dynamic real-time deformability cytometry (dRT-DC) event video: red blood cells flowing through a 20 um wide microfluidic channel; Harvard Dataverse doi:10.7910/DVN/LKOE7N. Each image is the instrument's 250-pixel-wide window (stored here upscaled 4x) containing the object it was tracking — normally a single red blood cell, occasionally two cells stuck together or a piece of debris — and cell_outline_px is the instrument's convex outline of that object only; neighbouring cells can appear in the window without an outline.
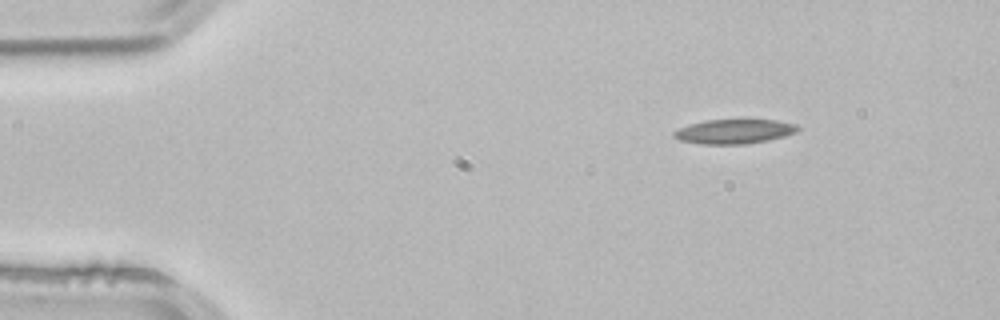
{"species": "common noctule bat (a hibernating species)", "species_latin": "Nyctalus noctula", "temperature_condition": "room temperature", "stored_images_in_passage": 2, "camera_frame_rate_fps": 3000, "um_per_image_px": 0.085, "animal": {"sex": "male", "body_mass_g": 21.5, "forearm_length_mm": 52.0}, "frame": {"image": 1, "passage_image": 1, "time_ms": 0.0, "image_size_px": [1000, 320], "cell_outline_px": [[800, 128], [796, 132], [784, 136], [768, 140], [748, 144], [700, 144], [680, 140], [672, 136], [672, 132], [688, 124], [708, 120], [776, 120], [796, 124]], "centroid_in_image_um": [62.4, 11.18], "position_along_channel_um": 22.6, "area_um2": 17.63}}
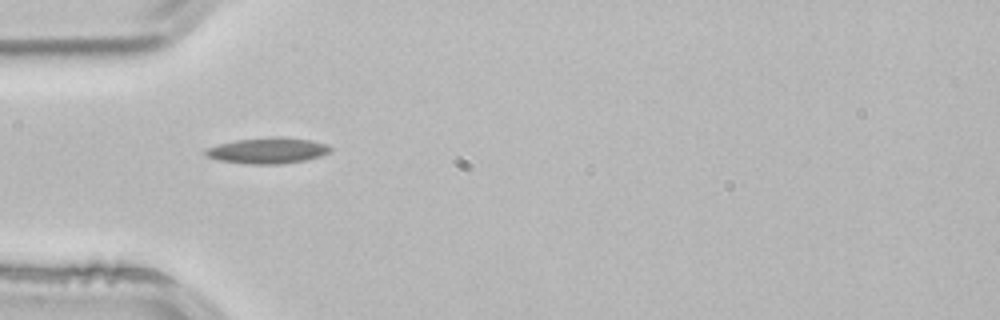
{"frame": {"image": 2, "passage_image": 2, "time_ms": 0.333, "image_size_px": [1000, 320], "cell_outline_px": [[332, 148], [328, 152], [320, 156], [308, 160], [280, 164], [248, 164], [216, 160], [208, 156], [204, 152], [208, 148], [220, 144], [236, 140], [280, 136], [312, 140], [324, 144]], "centroid_in_image_um": [22.77, 12.8], "position_along_channel_um": 62.2, "area_um2": 18.73}}